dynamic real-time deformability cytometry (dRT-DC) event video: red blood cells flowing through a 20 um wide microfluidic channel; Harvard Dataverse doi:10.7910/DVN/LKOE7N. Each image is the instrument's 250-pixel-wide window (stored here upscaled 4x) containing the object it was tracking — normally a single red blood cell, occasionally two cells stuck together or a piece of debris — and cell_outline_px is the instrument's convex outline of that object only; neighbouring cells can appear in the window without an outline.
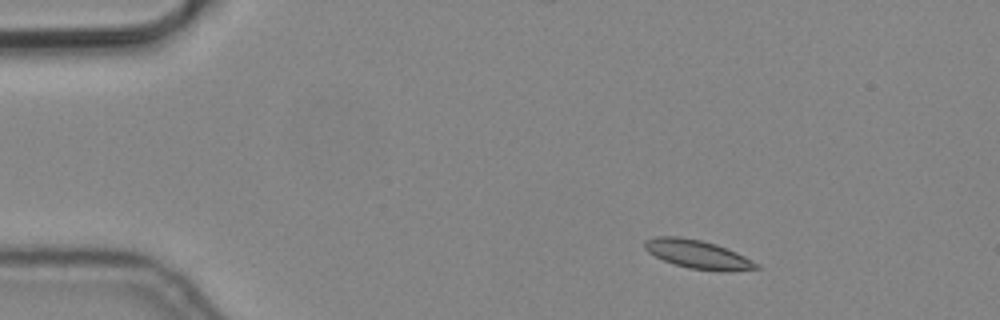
{"species": "common noctule bat (a hibernating species)", "species_latin": "Nyctalus noctula", "temperature_condition": "cold", "stored_images_in_passage": 4, "camera_frame_rate_fps": 3000, "um_per_image_px": 0.085, "animal": {"sex": "male", "body_mass_g": 19.2, "forearm_length_mm": 51.8}, "frame": {"image": 1, "passage_image": 1, "time_ms": 0.0, "image_size_px": [1000, 320], "cell_outline_px": [[760, 268], [688, 268], [664, 260], [648, 252], [644, 248], [644, 240], [656, 236], [680, 236], [700, 240], [716, 244], [736, 252], [760, 264]], "centroid_in_image_um": [59.18, 21.54], "position_along_channel_um": 25.8, "area_um2": 17.51}}
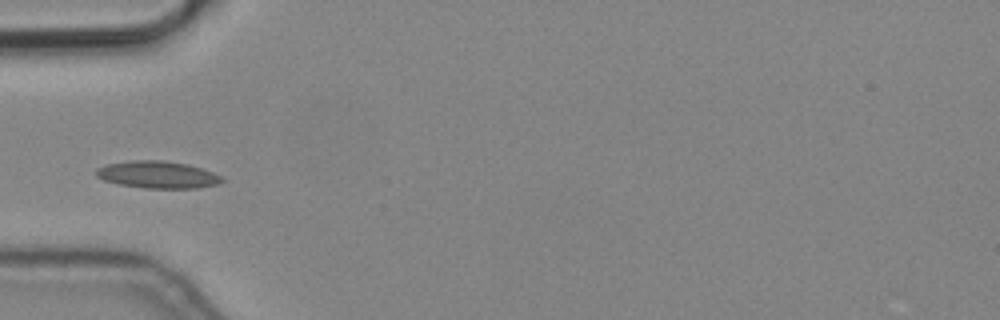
{"frame": {"image": 2, "passage_image": 4, "time_ms": 1.0, "image_size_px": [1000, 320], "cell_outline_px": [[224, 180], [216, 184], [196, 188], [144, 188], [116, 184], [104, 180], [96, 176], [96, 168], [104, 164], [128, 160], [164, 160], [188, 164], [212, 172], [220, 176]], "centroid_in_image_um": [13.32, 14.84], "position_along_channel_um": 71.7, "area_um2": 20.0}}